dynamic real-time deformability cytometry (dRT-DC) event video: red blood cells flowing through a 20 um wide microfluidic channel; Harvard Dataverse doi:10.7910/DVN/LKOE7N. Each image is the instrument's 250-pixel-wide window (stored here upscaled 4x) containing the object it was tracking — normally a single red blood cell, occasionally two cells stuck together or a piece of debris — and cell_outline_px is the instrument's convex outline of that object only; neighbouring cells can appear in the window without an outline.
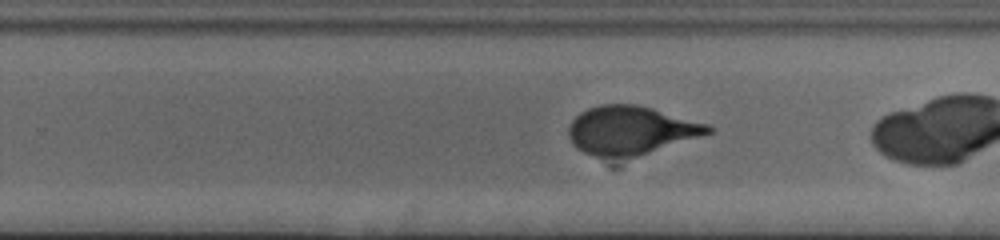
{"species": "human", "species_latin": "Homo sapiens", "temperature_condition": "cold", "stored_images_in_passage": 43, "camera_frame_rate_fps": 3000, "um_per_image_px": 0.085, "donor": {"sex": "female"}, "frame": {"image": 1, "passage_image": 34, "time_ms": 11.0, "image_size_px": [1000, 240], "cell_outline_px": [[716, 132], [636, 156], [592, 156], [576, 148], [572, 144], [568, 136], [568, 128], [572, 120], [580, 112], [588, 108], [600, 104], [636, 104], [652, 108], [708, 124], [716, 128]], "centroid_in_image_um": [53.63, 11.06], "position_along_channel_um": 276.2, "area_um2": 39.3}}